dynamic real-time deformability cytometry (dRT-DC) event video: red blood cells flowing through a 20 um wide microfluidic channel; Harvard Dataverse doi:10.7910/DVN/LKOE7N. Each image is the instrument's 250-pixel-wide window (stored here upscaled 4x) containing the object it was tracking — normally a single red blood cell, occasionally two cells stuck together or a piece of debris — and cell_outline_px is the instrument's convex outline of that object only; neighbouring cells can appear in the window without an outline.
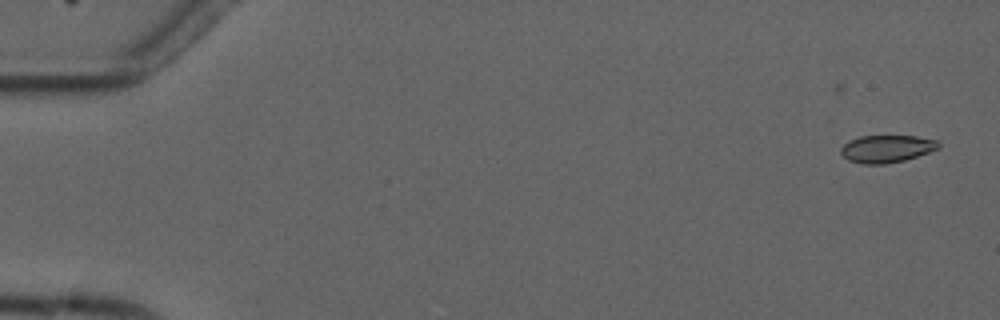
{"species": "common noctule bat (a hibernating species)", "species_latin": "Nyctalus noctula", "temperature_condition": "cold", "stored_images_in_passage": 6, "camera_frame_rate_fps": 3000, "um_per_image_px": 0.085, "animal": {"sex": "male", "forearm_length_mm": 52.5}, "frame": {"image": 1, "passage_image": 2, "time_ms": 1.667, "image_size_px": [1000, 320], "cell_outline_px": [[940, 148], [904, 160], [884, 164], [864, 164], [848, 160], [840, 152], [840, 148], [848, 140], [860, 136], [916, 136], [936, 140], [940, 144]], "centroid_in_image_um": [75.34, 12.64], "position_along_channel_um": 9.7, "area_um2": 15.55}}
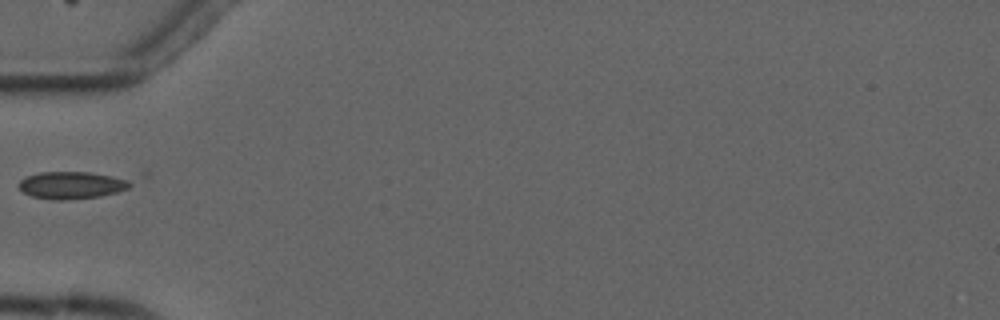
{"frame": {"image": 2, "passage_image": 6, "time_ms": 7.333, "image_size_px": [1000, 320], "cell_outline_px": [[148, 176], [128, 188], [116, 192], [100, 196], [68, 200], [52, 200], [32, 196], [24, 192], [20, 188], [20, 180], [28, 176], [40, 172], [144, 168], [148, 168]], "centroid_in_image_um": [6.86, 15.56], "position_along_channel_um": 78.1, "area_um2": 21.44}}